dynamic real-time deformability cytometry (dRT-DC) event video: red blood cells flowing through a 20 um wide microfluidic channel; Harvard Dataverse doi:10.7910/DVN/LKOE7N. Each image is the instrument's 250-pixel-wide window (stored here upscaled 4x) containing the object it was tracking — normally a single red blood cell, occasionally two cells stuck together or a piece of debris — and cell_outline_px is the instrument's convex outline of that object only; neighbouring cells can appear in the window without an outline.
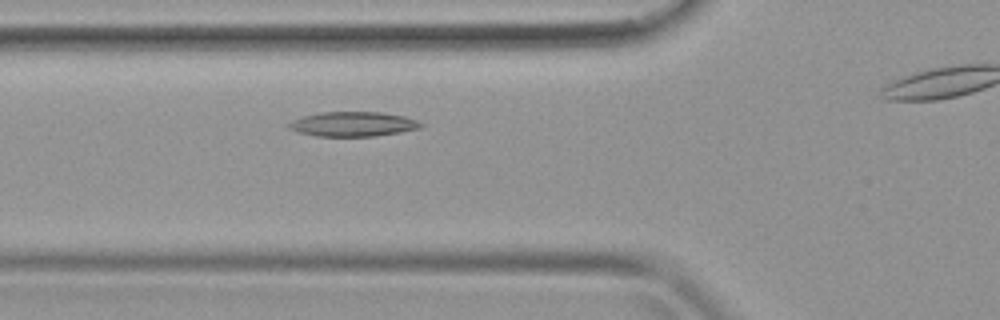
{"species": "common noctule bat (a hibernating species)", "species_latin": "Nyctalus noctula", "temperature_condition": "warm", "stored_images_in_passage": 29, "camera_frame_rate_fps": 3000, "um_per_image_px": 0.085, "animal": {"sex": "female", "body_mass_g": 19.9}, "frame": {"image": 1, "passage_image": 10, "time_ms": 3.0, "image_size_px": [1000, 320], "cell_outline_px": [[424, 124], [420, 128], [400, 132], [376, 136], [316, 136], [300, 132], [288, 128], [288, 124], [292, 120], [304, 116], [320, 112], [380, 112], [404, 116], [416, 120]], "centroid_in_image_um": [30.02, 10.54], "position_along_channel_um": 95.8, "area_um2": 18.84}}
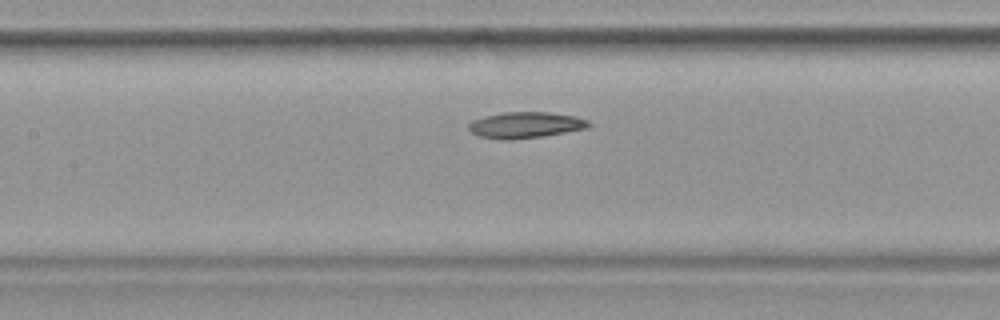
{"frame": {"image": 2, "passage_image": 14, "time_ms": 4.333, "image_size_px": [1000, 320], "cell_outline_px": [[592, 124], [588, 128], [540, 136], [512, 140], [500, 140], [480, 136], [472, 132], [468, 128], [468, 124], [472, 120], [484, 116], [504, 112], [548, 112], [576, 116], [588, 120]], "centroid_in_image_um": [44.66, 10.62], "position_along_channel_um": 162.7, "area_um2": 18.26}}
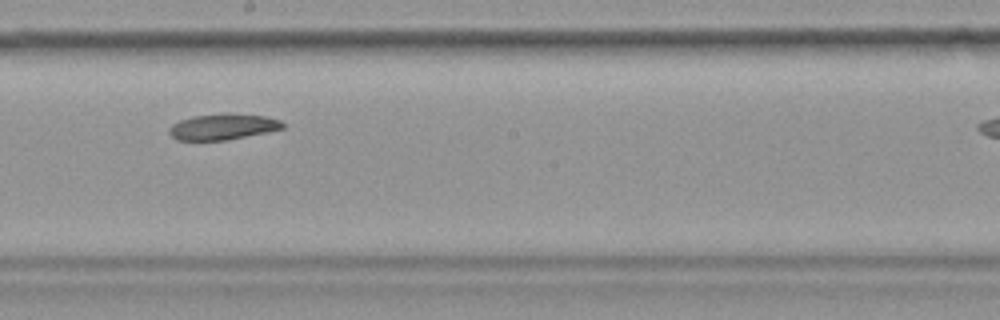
{"frame": {"image": 3, "passage_image": 18, "time_ms": 5.667, "image_size_px": [1000, 320], "cell_outline_px": [[284, 128], [268, 132], [228, 140], [176, 140], [168, 132], [168, 128], [172, 124], [180, 120], [192, 116], [224, 112], [228, 112], [264, 116], [280, 120], [284, 124]], "centroid_in_image_um": [18.93, 10.76], "position_along_channel_um": 229.3, "area_um2": 17.46}}